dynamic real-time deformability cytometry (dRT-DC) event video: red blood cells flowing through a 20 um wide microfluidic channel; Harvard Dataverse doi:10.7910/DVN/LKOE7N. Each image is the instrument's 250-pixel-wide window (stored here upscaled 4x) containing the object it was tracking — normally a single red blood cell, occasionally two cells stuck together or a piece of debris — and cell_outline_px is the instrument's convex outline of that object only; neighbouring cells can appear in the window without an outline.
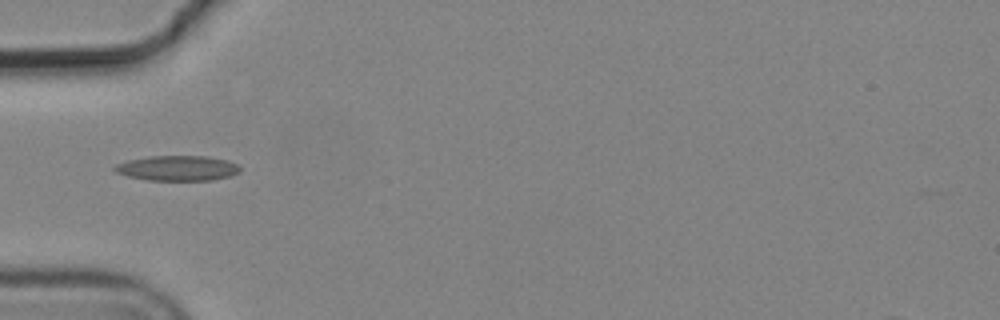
{"species": "common noctule bat (a hibernating species)", "species_latin": "Nyctalus noctula", "temperature_condition": "cold", "stored_images_in_passage": 4, "camera_frame_rate_fps": 3000, "um_per_image_px": 0.085, "animal": {"sex": "male", "body_mass_g": 19.2, "forearm_length_mm": 51.8}, "frame": {"image": 1, "passage_image": 3, "time_ms": 0.667, "image_size_px": [1000, 320], "cell_outline_px": [[240, 172], [232, 176], [212, 180], [148, 180], [128, 176], [116, 172], [112, 168], [116, 164], [128, 160], [152, 156], [208, 156], [228, 160], [240, 164]], "centroid_in_image_um": [15.14, 14.29], "position_along_channel_um": 69.9, "area_um2": 18.5}}
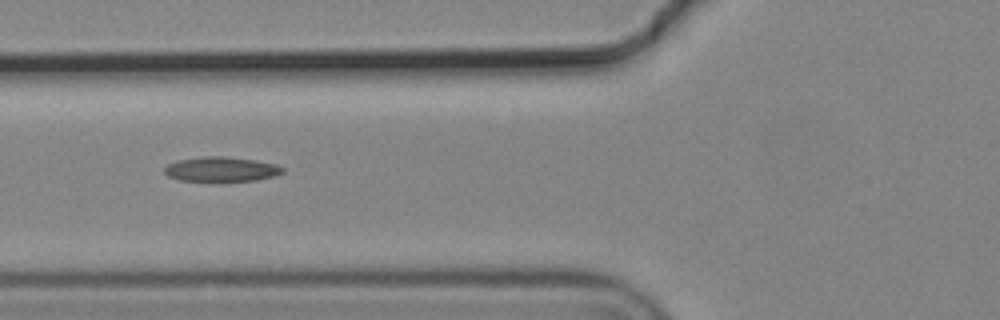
{"frame": {"image": 2, "passage_image": 4, "time_ms": 1.0, "image_size_px": [1000, 320], "cell_outline_px": [[284, 172], [276, 176], [256, 180], [180, 180], [168, 176], [164, 172], [164, 168], [168, 164], [176, 160], [208, 156], [224, 156], [256, 160], [276, 164], [284, 168]], "centroid_in_image_um": [18.83, 14.37], "position_along_channel_um": 107.0, "area_um2": 16.82}}